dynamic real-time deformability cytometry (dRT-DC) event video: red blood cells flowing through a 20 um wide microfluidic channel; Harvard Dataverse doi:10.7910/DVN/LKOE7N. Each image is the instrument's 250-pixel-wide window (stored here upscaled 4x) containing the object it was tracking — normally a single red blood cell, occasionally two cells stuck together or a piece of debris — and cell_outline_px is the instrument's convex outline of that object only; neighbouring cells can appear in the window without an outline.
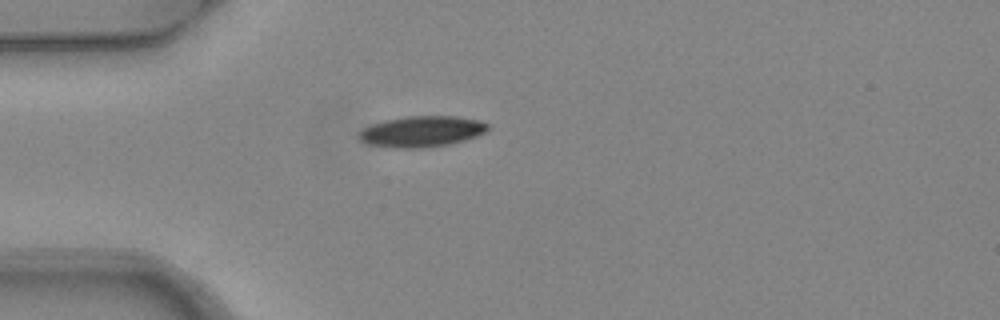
{"species": "common noctule bat (a hibernating species)", "species_latin": "Nyctalus noctula", "temperature_condition": "warm", "stored_images_in_passage": 3, "camera_frame_rate_fps": 3000, "um_per_image_px": 0.085, "animal": {"sex": "female", "body_mass_g": 24.6, "forearm_length_mm": 56.2}, "frame": {"image": 1, "passage_image": 1, "time_ms": 0.0, "image_size_px": [1000, 320], "cell_outline_px": [[488, 132], [464, 140], [448, 144], [424, 148], [392, 148], [364, 144], [356, 136], [356, 132], [372, 124], [384, 120], [404, 116], [456, 116], [480, 120], [488, 124]], "centroid_in_image_um": [35.79, 11.18], "position_along_channel_um": 49.2, "area_um2": 23.64}}